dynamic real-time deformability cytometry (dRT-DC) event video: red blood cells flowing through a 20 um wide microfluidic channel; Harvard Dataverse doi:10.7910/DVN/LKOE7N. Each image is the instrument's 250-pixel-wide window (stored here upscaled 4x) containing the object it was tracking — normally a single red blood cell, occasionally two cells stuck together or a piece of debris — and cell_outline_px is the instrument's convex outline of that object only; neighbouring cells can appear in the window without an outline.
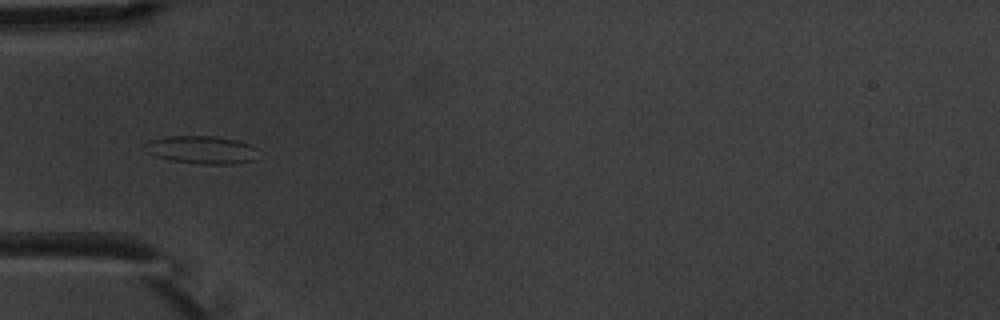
{"species": "common noctule bat (a hibernating species)", "species_latin": "Nyctalus noctula", "temperature_condition": "warm", "stored_images_in_passage": 9, "camera_frame_rate_fps": 3000, "um_per_image_px": 0.085, "animal": {"sex": "male", "body_mass_g": 20.1, "forearm_length_mm": 53.5}, "frame": {"image": 1, "passage_image": 4, "time_ms": 3.667, "image_size_px": [1000, 320], "cell_outline_px": [[256, 160], [232, 164], [200, 164], [168, 160], [156, 156], [140, 148], [148, 140], [168, 136], [216, 136], [236, 140], [248, 144], [256, 148]], "centroid_in_image_um": [17.08, 12.73], "position_along_channel_um": 67.9, "area_um2": 18.61}}
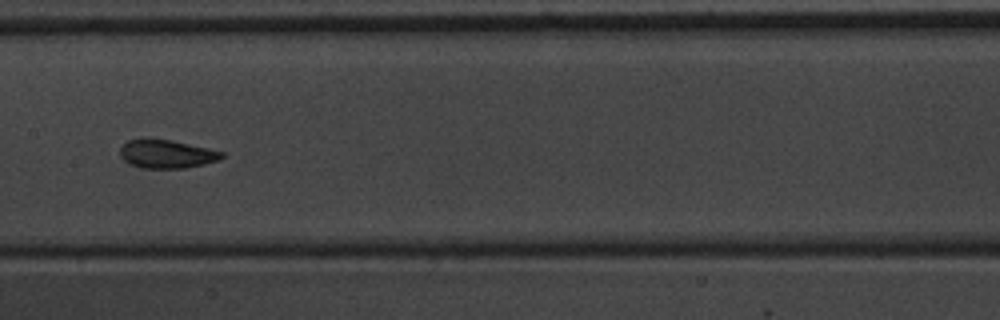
{"frame": {"image": 2, "passage_image": 7, "time_ms": 7.0, "image_size_px": [1000, 320], "cell_outline_px": [[224, 156], [216, 160], [204, 164], [184, 168], [140, 168], [128, 164], [120, 156], [120, 148], [128, 140], [148, 136], [172, 140], [208, 148], [224, 152]], "centroid_in_image_um": [14.1, 13.06], "position_along_channel_um": 193.3, "area_um2": 17.22}}
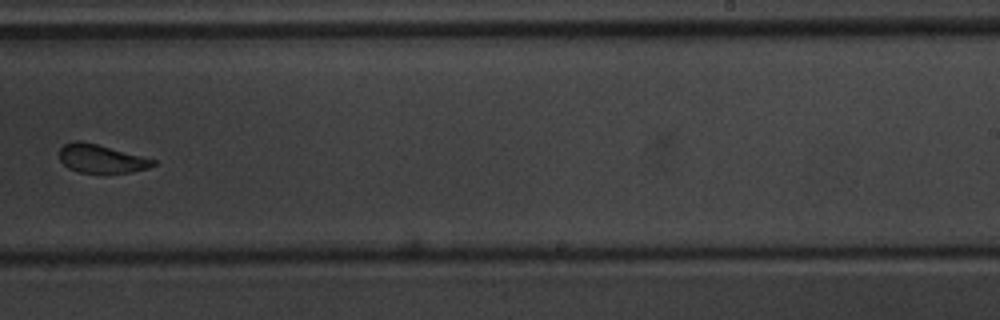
{"frame": {"image": 3, "passage_image": 9, "time_ms": 9.333, "image_size_px": [1000, 320], "cell_outline_px": [[156, 164], [148, 168], [128, 172], [80, 172], [68, 168], [60, 160], [60, 148], [64, 144], [76, 140], [80, 140], [96, 144], [156, 160]], "centroid_in_image_um": [8.58, 13.48], "position_along_channel_um": 280.4, "area_um2": 15.14}}